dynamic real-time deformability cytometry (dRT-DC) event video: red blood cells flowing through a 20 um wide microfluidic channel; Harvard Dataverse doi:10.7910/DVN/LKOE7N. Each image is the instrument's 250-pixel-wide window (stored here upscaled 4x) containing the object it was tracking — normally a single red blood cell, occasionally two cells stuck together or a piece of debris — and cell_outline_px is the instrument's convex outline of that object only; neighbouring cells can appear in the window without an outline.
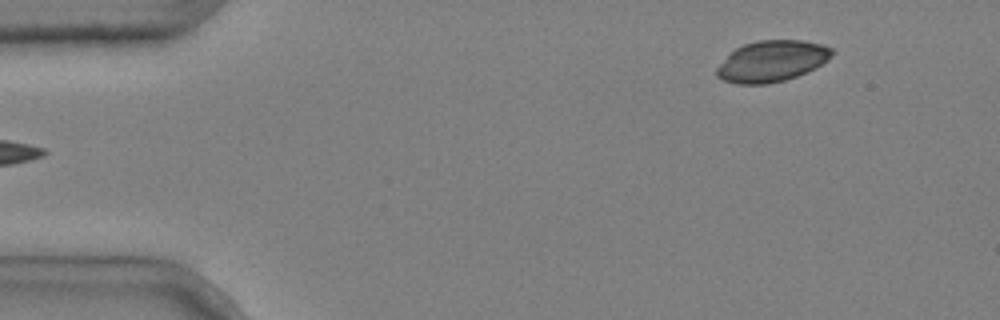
{"species": "common noctule bat (a hibernating species)", "species_latin": "Nyctalus noctula", "temperature_condition": "cold", "stored_images_in_passage": 3, "camera_frame_rate_fps": 3000, "um_per_image_px": 0.085, "animal": {"sex": "male", "body_mass_g": 20.4}, "frame": {"image": 1, "passage_image": 3, "time_ms": 0.667, "image_size_px": [1000, 320], "cell_outline_px": [[836, 52], [828, 60], [796, 76], [784, 80], [768, 84], [736, 84], [724, 80], [716, 76], [716, 68], [736, 48], [744, 44], [756, 40], [804, 40], [824, 44], [832, 48]], "centroid_in_image_um": [65.62, 5.18], "position_along_channel_um": 19.4, "area_um2": 27.51}}